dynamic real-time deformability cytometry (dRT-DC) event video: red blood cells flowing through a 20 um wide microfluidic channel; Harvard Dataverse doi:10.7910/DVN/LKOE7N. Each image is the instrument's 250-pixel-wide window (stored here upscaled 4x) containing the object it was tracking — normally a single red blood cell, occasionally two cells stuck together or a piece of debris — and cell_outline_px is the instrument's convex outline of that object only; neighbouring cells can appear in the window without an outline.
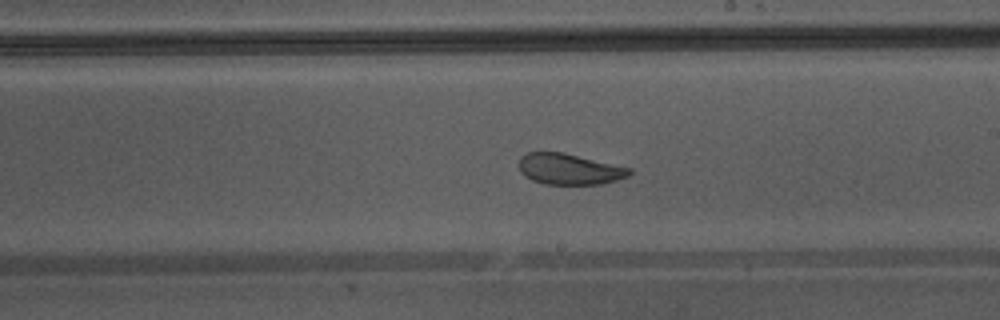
{"species": "Egyptian fruit bat (a non-hibernating species)", "species_latin": "Rousettus aegyptiacus", "temperature_condition": "warm", "stored_images_in_passage": 46, "camera_frame_rate_fps": 3000, "um_per_image_px": 0.085, "animal": {"sex": "male"}, "frame": {"image": 1, "passage_image": 27, "time_ms": 8.667, "image_size_px": [1000, 320], "cell_outline_px": [[632, 172], [628, 176], [616, 180], [600, 184], [544, 184], [532, 180], [524, 176], [520, 172], [520, 156], [528, 152], [564, 152], [632, 168]], "centroid_in_image_um": [48.39, 14.37], "position_along_channel_um": 240.6, "area_um2": 20.0}, "authors_computed_cell_mechanics": {"area_um2": 26.8481, "velocity_mm_per_s": 4.3082, "shape_relaxation_time_tau1_ms": 5.8737, "shape_relaxation_time_tau2_ms": 1.7512, "deformation_change_tau1": 0.1373, "deformation_change_tau2": 0.0854}}